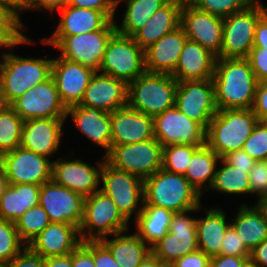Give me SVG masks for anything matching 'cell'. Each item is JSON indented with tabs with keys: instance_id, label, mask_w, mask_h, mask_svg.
Listing matches in <instances>:
<instances>
[{
	"instance_id": "6da1fadb",
	"label": "cell",
	"mask_w": 267,
	"mask_h": 267,
	"mask_svg": "<svg viewBox=\"0 0 267 267\" xmlns=\"http://www.w3.org/2000/svg\"><path fill=\"white\" fill-rule=\"evenodd\" d=\"M212 81L218 110L252 109L259 81L246 58H217Z\"/></svg>"
},
{
	"instance_id": "7a4b0ae2",
	"label": "cell",
	"mask_w": 267,
	"mask_h": 267,
	"mask_svg": "<svg viewBox=\"0 0 267 267\" xmlns=\"http://www.w3.org/2000/svg\"><path fill=\"white\" fill-rule=\"evenodd\" d=\"M201 194L184 175L160 168L144 180V203L165 208L173 213L195 210Z\"/></svg>"
},
{
	"instance_id": "3957f363",
	"label": "cell",
	"mask_w": 267,
	"mask_h": 267,
	"mask_svg": "<svg viewBox=\"0 0 267 267\" xmlns=\"http://www.w3.org/2000/svg\"><path fill=\"white\" fill-rule=\"evenodd\" d=\"M258 122L252 109L218 110L206 130V144L223 158L242 149Z\"/></svg>"
},
{
	"instance_id": "277c9868",
	"label": "cell",
	"mask_w": 267,
	"mask_h": 267,
	"mask_svg": "<svg viewBox=\"0 0 267 267\" xmlns=\"http://www.w3.org/2000/svg\"><path fill=\"white\" fill-rule=\"evenodd\" d=\"M2 58L0 93L5 105L51 76L53 59L23 58L12 53H3Z\"/></svg>"
},
{
	"instance_id": "5b68a950",
	"label": "cell",
	"mask_w": 267,
	"mask_h": 267,
	"mask_svg": "<svg viewBox=\"0 0 267 267\" xmlns=\"http://www.w3.org/2000/svg\"><path fill=\"white\" fill-rule=\"evenodd\" d=\"M177 86L171 74L145 71L128 84V105L154 117L175 105Z\"/></svg>"
},
{
	"instance_id": "8992f818",
	"label": "cell",
	"mask_w": 267,
	"mask_h": 267,
	"mask_svg": "<svg viewBox=\"0 0 267 267\" xmlns=\"http://www.w3.org/2000/svg\"><path fill=\"white\" fill-rule=\"evenodd\" d=\"M116 32V24L111 20L101 30L71 36H51L42 42L61 50L59 57L75 61L99 72L106 45Z\"/></svg>"
},
{
	"instance_id": "52a82bcc",
	"label": "cell",
	"mask_w": 267,
	"mask_h": 267,
	"mask_svg": "<svg viewBox=\"0 0 267 267\" xmlns=\"http://www.w3.org/2000/svg\"><path fill=\"white\" fill-rule=\"evenodd\" d=\"M267 9L255 0L242 11L223 18L220 58H247L253 47L255 29Z\"/></svg>"
},
{
	"instance_id": "ba28073f",
	"label": "cell",
	"mask_w": 267,
	"mask_h": 267,
	"mask_svg": "<svg viewBox=\"0 0 267 267\" xmlns=\"http://www.w3.org/2000/svg\"><path fill=\"white\" fill-rule=\"evenodd\" d=\"M100 71L129 84L146 71L144 50L132 37L116 31L106 45Z\"/></svg>"
},
{
	"instance_id": "9c48e42d",
	"label": "cell",
	"mask_w": 267,
	"mask_h": 267,
	"mask_svg": "<svg viewBox=\"0 0 267 267\" xmlns=\"http://www.w3.org/2000/svg\"><path fill=\"white\" fill-rule=\"evenodd\" d=\"M128 223L112 199L101 190L85 197L84 215L79 227L82 241L100 240L108 235L124 232L128 230ZM85 229L89 235L85 233Z\"/></svg>"
},
{
	"instance_id": "30bf717a",
	"label": "cell",
	"mask_w": 267,
	"mask_h": 267,
	"mask_svg": "<svg viewBox=\"0 0 267 267\" xmlns=\"http://www.w3.org/2000/svg\"><path fill=\"white\" fill-rule=\"evenodd\" d=\"M162 149L163 146L153 138L133 144L116 145L104 156L112 167L145 180L162 168Z\"/></svg>"
},
{
	"instance_id": "8fae6325",
	"label": "cell",
	"mask_w": 267,
	"mask_h": 267,
	"mask_svg": "<svg viewBox=\"0 0 267 267\" xmlns=\"http://www.w3.org/2000/svg\"><path fill=\"white\" fill-rule=\"evenodd\" d=\"M101 181L103 187L100 190L112 199L122 216L129 222L131 215L135 213L136 219L142 210V206L136 209L138 202L141 205L144 203V180L118 170L105 161L101 170Z\"/></svg>"
},
{
	"instance_id": "7c38bea8",
	"label": "cell",
	"mask_w": 267,
	"mask_h": 267,
	"mask_svg": "<svg viewBox=\"0 0 267 267\" xmlns=\"http://www.w3.org/2000/svg\"><path fill=\"white\" fill-rule=\"evenodd\" d=\"M195 210L174 213L168 233L151 247V252L165 265L199 249L196 221L187 215Z\"/></svg>"
},
{
	"instance_id": "4fadbf2b",
	"label": "cell",
	"mask_w": 267,
	"mask_h": 267,
	"mask_svg": "<svg viewBox=\"0 0 267 267\" xmlns=\"http://www.w3.org/2000/svg\"><path fill=\"white\" fill-rule=\"evenodd\" d=\"M24 121L29 119L67 118L53 77L27 90L9 105Z\"/></svg>"
},
{
	"instance_id": "5bb4252c",
	"label": "cell",
	"mask_w": 267,
	"mask_h": 267,
	"mask_svg": "<svg viewBox=\"0 0 267 267\" xmlns=\"http://www.w3.org/2000/svg\"><path fill=\"white\" fill-rule=\"evenodd\" d=\"M175 106L207 130L218 112L212 79L178 82Z\"/></svg>"
},
{
	"instance_id": "9a60e30c",
	"label": "cell",
	"mask_w": 267,
	"mask_h": 267,
	"mask_svg": "<svg viewBox=\"0 0 267 267\" xmlns=\"http://www.w3.org/2000/svg\"><path fill=\"white\" fill-rule=\"evenodd\" d=\"M153 127L154 138L162 146L172 144L202 146L206 143V130L180 112L175 105L154 116Z\"/></svg>"
},
{
	"instance_id": "2e32d148",
	"label": "cell",
	"mask_w": 267,
	"mask_h": 267,
	"mask_svg": "<svg viewBox=\"0 0 267 267\" xmlns=\"http://www.w3.org/2000/svg\"><path fill=\"white\" fill-rule=\"evenodd\" d=\"M9 184H34L41 186L51 180L52 162L22 146L0 156Z\"/></svg>"
},
{
	"instance_id": "e0dca14e",
	"label": "cell",
	"mask_w": 267,
	"mask_h": 267,
	"mask_svg": "<svg viewBox=\"0 0 267 267\" xmlns=\"http://www.w3.org/2000/svg\"><path fill=\"white\" fill-rule=\"evenodd\" d=\"M85 197L55 183L52 179L41 185L39 204L51 223L81 226Z\"/></svg>"
},
{
	"instance_id": "ac0fdd59",
	"label": "cell",
	"mask_w": 267,
	"mask_h": 267,
	"mask_svg": "<svg viewBox=\"0 0 267 267\" xmlns=\"http://www.w3.org/2000/svg\"><path fill=\"white\" fill-rule=\"evenodd\" d=\"M187 39L200 44L220 58L223 18L198 10L190 3L182 5L181 23Z\"/></svg>"
},
{
	"instance_id": "d6986e66",
	"label": "cell",
	"mask_w": 267,
	"mask_h": 267,
	"mask_svg": "<svg viewBox=\"0 0 267 267\" xmlns=\"http://www.w3.org/2000/svg\"><path fill=\"white\" fill-rule=\"evenodd\" d=\"M105 161V156H103L102 160L98 162V169L78 158L71 161L59 158L52 161L51 179L55 183L87 197L100 190L98 186Z\"/></svg>"
},
{
	"instance_id": "ffe728a7",
	"label": "cell",
	"mask_w": 267,
	"mask_h": 267,
	"mask_svg": "<svg viewBox=\"0 0 267 267\" xmlns=\"http://www.w3.org/2000/svg\"><path fill=\"white\" fill-rule=\"evenodd\" d=\"M96 71L65 58L53 59L51 76L56 84L61 102L66 108L78 105L90 79Z\"/></svg>"
},
{
	"instance_id": "44dd1931",
	"label": "cell",
	"mask_w": 267,
	"mask_h": 267,
	"mask_svg": "<svg viewBox=\"0 0 267 267\" xmlns=\"http://www.w3.org/2000/svg\"><path fill=\"white\" fill-rule=\"evenodd\" d=\"M154 138L153 117L129 105L111 113V143L133 144Z\"/></svg>"
},
{
	"instance_id": "7402d4cb",
	"label": "cell",
	"mask_w": 267,
	"mask_h": 267,
	"mask_svg": "<svg viewBox=\"0 0 267 267\" xmlns=\"http://www.w3.org/2000/svg\"><path fill=\"white\" fill-rule=\"evenodd\" d=\"M78 105L112 113L128 105V84L123 80L95 72Z\"/></svg>"
},
{
	"instance_id": "603a6c76",
	"label": "cell",
	"mask_w": 267,
	"mask_h": 267,
	"mask_svg": "<svg viewBox=\"0 0 267 267\" xmlns=\"http://www.w3.org/2000/svg\"><path fill=\"white\" fill-rule=\"evenodd\" d=\"M79 227L74 224L50 223L27 246L43 258L72 253L81 243Z\"/></svg>"
},
{
	"instance_id": "cb8c5ba5",
	"label": "cell",
	"mask_w": 267,
	"mask_h": 267,
	"mask_svg": "<svg viewBox=\"0 0 267 267\" xmlns=\"http://www.w3.org/2000/svg\"><path fill=\"white\" fill-rule=\"evenodd\" d=\"M66 118L29 119L24 121L20 146L49 158L59 148Z\"/></svg>"
},
{
	"instance_id": "d4e9b609",
	"label": "cell",
	"mask_w": 267,
	"mask_h": 267,
	"mask_svg": "<svg viewBox=\"0 0 267 267\" xmlns=\"http://www.w3.org/2000/svg\"><path fill=\"white\" fill-rule=\"evenodd\" d=\"M187 36L180 25L144 50L145 70L150 73L171 74L179 61Z\"/></svg>"
},
{
	"instance_id": "484cf974",
	"label": "cell",
	"mask_w": 267,
	"mask_h": 267,
	"mask_svg": "<svg viewBox=\"0 0 267 267\" xmlns=\"http://www.w3.org/2000/svg\"><path fill=\"white\" fill-rule=\"evenodd\" d=\"M216 59L211 51L187 39L171 75L178 82L212 79Z\"/></svg>"
},
{
	"instance_id": "4316f807",
	"label": "cell",
	"mask_w": 267,
	"mask_h": 267,
	"mask_svg": "<svg viewBox=\"0 0 267 267\" xmlns=\"http://www.w3.org/2000/svg\"><path fill=\"white\" fill-rule=\"evenodd\" d=\"M67 117L70 114L79 130L94 143L111 150V113L98 108L72 105L67 108Z\"/></svg>"
},
{
	"instance_id": "83f0119b",
	"label": "cell",
	"mask_w": 267,
	"mask_h": 267,
	"mask_svg": "<svg viewBox=\"0 0 267 267\" xmlns=\"http://www.w3.org/2000/svg\"><path fill=\"white\" fill-rule=\"evenodd\" d=\"M60 22L52 36H71L104 28L111 19L102 11L64 5Z\"/></svg>"
},
{
	"instance_id": "f1b7e54d",
	"label": "cell",
	"mask_w": 267,
	"mask_h": 267,
	"mask_svg": "<svg viewBox=\"0 0 267 267\" xmlns=\"http://www.w3.org/2000/svg\"><path fill=\"white\" fill-rule=\"evenodd\" d=\"M181 8L182 5L179 3L167 2L150 17L145 26L138 30L132 38L145 50L180 26Z\"/></svg>"
},
{
	"instance_id": "f546056e",
	"label": "cell",
	"mask_w": 267,
	"mask_h": 267,
	"mask_svg": "<svg viewBox=\"0 0 267 267\" xmlns=\"http://www.w3.org/2000/svg\"><path fill=\"white\" fill-rule=\"evenodd\" d=\"M231 221H235L231 225L250 251L267 239V216L258 202L249 208L242 204L235 220Z\"/></svg>"
},
{
	"instance_id": "4dcf8cb0",
	"label": "cell",
	"mask_w": 267,
	"mask_h": 267,
	"mask_svg": "<svg viewBox=\"0 0 267 267\" xmlns=\"http://www.w3.org/2000/svg\"><path fill=\"white\" fill-rule=\"evenodd\" d=\"M39 185L9 184L0 198V218L15 222L25 211L39 204Z\"/></svg>"
},
{
	"instance_id": "1f68e13d",
	"label": "cell",
	"mask_w": 267,
	"mask_h": 267,
	"mask_svg": "<svg viewBox=\"0 0 267 267\" xmlns=\"http://www.w3.org/2000/svg\"><path fill=\"white\" fill-rule=\"evenodd\" d=\"M206 214L197 219L196 232L199 250L211 258L220 255L223 237L231 224L226 223V215L220 209L212 208Z\"/></svg>"
},
{
	"instance_id": "d6a6232c",
	"label": "cell",
	"mask_w": 267,
	"mask_h": 267,
	"mask_svg": "<svg viewBox=\"0 0 267 267\" xmlns=\"http://www.w3.org/2000/svg\"><path fill=\"white\" fill-rule=\"evenodd\" d=\"M123 233L114 234L115 238L111 240L103 237L100 241L109 249L120 267H138L151 253V248L136 233L122 235Z\"/></svg>"
},
{
	"instance_id": "836d02e7",
	"label": "cell",
	"mask_w": 267,
	"mask_h": 267,
	"mask_svg": "<svg viewBox=\"0 0 267 267\" xmlns=\"http://www.w3.org/2000/svg\"><path fill=\"white\" fill-rule=\"evenodd\" d=\"M173 214L165 208L142 205V210L135 220L136 234L151 248L168 233Z\"/></svg>"
},
{
	"instance_id": "e575fe53",
	"label": "cell",
	"mask_w": 267,
	"mask_h": 267,
	"mask_svg": "<svg viewBox=\"0 0 267 267\" xmlns=\"http://www.w3.org/2000/svg\"><path fill=\"white\" fill-rule=\"evenodd\" d=\"M220 159L221 157L206 143L193 153L184 177L201 196L203 188H211L215 178L217 162ZM207 181L208 185H204Z\"/></svg>"
},
{
	"instance_id": "d590c367",
	"label": "cell",
	"mask_w": 267,
	"mask_h": 267,
	"mask_svg": "<svg viewBox=\"0 0 267 267\" xmlns=\"http://www.w3.org/2000/svg\"><path fill=\"white\" fill-rule=\"evenodd\" d=\"M127 5L124 18L116 31L119 34L132 37L138 30L143 28L150 17L165 5L167 0H125Z\"/></svg>"
},
{
	"instance_id": "8d00e7d4",
	"label": "cell",
	"mask_w": 267,
	"mask_h": 267,
	"mask_svg": "<svg viewBox=\"0 0 267 267\" xmlns=\"http://www.w3.org/2000/svg\"><path fill=\"white\" fill-rule=\"evenodd\" d=\"M220 162L223 166L216 169L211 189L226 194H250L249 172L232 167L223 158Z\"/></svg>"
},
{
	"instance_id": "74e56055",
	"label": "cell",
	"mask_w": 267,
	"mask_h": 267,
	"mask_svg": "<svg viewBox=\"0 0 267 267\" xmlns=\"http://www.w3.org/2000/svg\"><path fill=\"white\" fill-rule=\"evenodd\" d=\"M24 120L9 106L0 110V156L21 144Z\"/></svg>"
},
{
	"instance_id": "f35d334b",
	"label": "cell",
	"mask_w": 267,
	"mask_h": 267,
	"mask_svg": "<svg viewBox=\"0 0 267 267\" xmlns=\"http://www.w3.org/2000/svg\"><path fill=\"white\" fill-rule=\"evenodd\" d=\"M50 219L40 204L25 211L15 221L20 239L27 246L42 230L50 224Z\"/></svg>"
},
{
	"instance_id": "ab89813d",
	"label": "cell",
	"mask_w": 267,
	"mask_h": 267,
	"mask_svg": "<svg viewBox=\"0 0 267 267\" xmlns=\"http://www.w3.org/2000/svg\"><path fill=\"white\" fill-rule=\"evenodd\" d=\"M199 147L200 146H193L190 144L163 146L162 168L175 174L185 175L193 153Z\"/></svg>"
},
{
	"instance_id": "60d3db41",
	"label": "cell",
	"mask_w": 267,
	"mask_h": 267,
	"mask_svg": "<svg viewBox=\"0 0 267 267\" xmlns=\"http://www.w3.org/2000/svg\"><path fill=\"white\" fill-rule=\"evenodd\" d=\"M23 244L25 245L19 237L15 222L0 218V264L7 265L22 251Z\"/></svg>"
},
{
	"instance_id": "b9f144b4",
	"label": "cell",
	"mask_w": 267,
	"mask_h": 267,
	"mask_svg": "<svg viewBox=\"0 0 267 267\" xmlns=\"http://www.w3.org/2000/svg\"><path fill=\"white\" fill-rule=\"evenodd\" d=\"M255 0H191L190 4L198 10L225 18L242 11Z\"/></svg>"
},
{
	"instance_id": "7bdbcfd3",
	"label": "cell",
	"mask_w": 267,
	"mask_h": 267,
	"mask_svg": "<svg viewBox=\"0 0 267 267\" xmlns=\"http://www.w3.org/2000/svg\"><path fill=\"white\" fill-rule=\"evenodd\" d=\"M242 149L256 161L267 158V122L259 121Z\"/></svg>"
},
{
	"instance_id": "ee69618b",
	"label": "cell",
	"mask_w": 267,
	"mask_h": 267,
	"mask_svg": "<svg viewBox=\"0 0 267 267\" xmlns=\"http://www.w3.org/2000/svg\"><path fill=\"white\" fill-rule=\"evenodd\" d=\"M250 194H258L259 202L267 199V163L256 161L249 171Z\"/></svg>"
},
{
	"instance_id": "f6af8a7d",
	"label": "cell",
	"mask_w": 267,
	"mask_h": 267,
	"mask_svg": "<svg viewBox=\"0 0 267 267\" xmlns=\"http://www.w3.org/2000/svg\"><path fill=\"white\" fill-rule=\"evenodd\" d=\"M251 251L242 242L232 225L228 227L221 244L220 255L250 257Z\"/></svg>"
},
{
	"instance_id": "bcb514c9",
	"label": "cell",
	"mask_w": 267,
	"mask_h": 267,
	"mask_svg": "<svg viewBox=\"0 0 267 267\" xmlns=\"http://www.w3.org/2000/svg\"><path fill=\"white\" fill-rule=\"evenodd\" d=\"M0 22H2L19 40L24 38L20 30L26 29L19 13L5 0H0Z\"/></svg>"
},
{
	"instance_id": "7dc6e473",
	"label": "cell",
	"mask_w": 267,
	"mask_h": 267,
	"mask_svg": "<svg viewBox=\"0 0 267 267\" xmlns=\"http://www.w3.org/2000/svg\"><path fill=\"white\" fill-rule=\"evenodd\" d=\"M259 82L267 80V48L252 47L246 58Z\"/></svg>"
},
{
	"instance_id": "c3c4849f",
	"label": "cell",
	"mask_w": 267,
	"mask_h": 267,
	"mask_svg": "<svg viewBox=\"0 0 267 267\" xmlns=\"http://www.w3.org/2000/svg\"><path fill=\"white\" fill-rule=\"evenodd\" d=\"M118 3H120V0H66V5L102 11L111 20L115 18Z\"/></svg>"
},
{
	"instance_id": "681fc988",
	"label": "cell",
	"mask_w": 267,
	"mask_h": 267,
	"mask_svg": "<svg viewBox=\"0 0 267 267\" xmlns=\"http://www.w3.org/2000/svg\"><path fill=\"white\" fill-rule=\"evenodd\" d=\"M72 267H95L94 240L83 241L72 252Z\"/></svg>"
},
{
	"instance_id": "f907efd6",
	"label": "cell",
	"mask_w": 267,
	"mask_h": 267,
	"mask_svg": "<svg viewBox=\"0 0 267 267\" xmlns=\"http://www.w3.org/2000/svg\"><path fill=\"white\" fill-rule=\"evenodd\" d=\"M6 265L7 267H45V258L34 253L28 246Z\"/></svg>"
},
{
	"instance_id": "816d5d0a",
	"label": "cell",
	"mask_w": 267,
	"mask_h": 267,
	"mask_svg": "<svg viewBox=\"0 0 267 267\" xmlns=\"http://www.w3.org/2000/svg\"><path fill=\"white\" fill-rule=\"evenodd\" d=\"M252 111L259 121L267 122V80L257 85Z\"/></svg>"
},
{
	"instance_id": "f5cc1de1",
	"label": "cell",
	"mask_w": 267,
	"mask_h": 267,
	"mask_svg": "<svg viewBox=\"0 0 267 267\" xmlns=\"http://www.w3.org/2000/svg\"><path fill=\"white\" fill-rule=\"evenodd\" d=\"M209 262L210 257L198 249L177 259L169 267H209Z\"/></svg>"
},
{
	"instance_id": "db71d44e",
	"label": "cell",
	"mask_w": 267,
	"mask_h": 267,
	"mask_svg": "<svg viewBox=\"0 0 267 267\" xmlns=\"http://www.w3.org/2000/svg\"><path fill=\"white\" fill-rule=\"evenodd\" d=\"M223 159L232 167L249 172L256 160L251 158L243 149L229 152Z\"/></svg>"
},
{
	"instance_id": "11a10c76",
	"label": "cell",
	"mask_w": 267,
	"mask_h": 267,
	"mask_svg": "<svg viewBox=\"0 0 267 267\" xmlns=\"http://www.w3.org/2000/svg\"><path fill=\"white\" fill-rule=\"evenodd\" d=\"M94 265L95 267H120L100 240H94Z\"/></svg>"
},
{
	"instance_id": "9f6ffc18",
	"label": "cell",
	"mask_w": 267,
	"mask_h": 267,
	"mask_svg": "<svg viewBox=\"0 0 267 267\" xmlns=\"http://www.w3.org/2000/svg\"><path fill=\"white\" fill-rule=\"evenodd\" d=\"M250 257L217 255L210 258L209 267H243Z\"/></svg>"
},
{
	"instance_id": "6f0895ef",
	"label": "cell",
	"mask_w": 267,
	"mask_h": 267,
	"mask_svg": "<svg viewBox=\"0 0 267 267\" xmlns=\"http://www.w3.org/2000/svg\"><path fill=\"white\" fill-rule=\"evenodd\" d=\"M32 40L26 36L18 39L2 22H0V46L4 48H11L19 44L31 43Z\"/></svg>"
},
{
	"instance_id": "680465c9",
	"label": "cell",
	"mask_w": 267,
	"mask_h": 267,
	"mask_svg": "<svg viewBox=\"0 0 267 267\" xmlns=\"http://www.w3.org/2000/svg\"><path fill=\"white\" fill-rule=\"evenodd\" d=\"M66 4V0H26V10H50L60 9Z\"/></svg>"
},
{
	"instance_id": "91938a15",
	"label": "cell",
	"mask_w": 267,
	"mask_h": 267,
	"mask_svg": "<svg viewBox=\"0 0 267 267\" xmlns=\"http://www.w3.org/2000/svg\"><path fill=\"white\" fill-rule=\"evenodd\" d=\"M253 46L267 48V10L256 25Z\"/></svg>"
},
{
	"instance_id": "94428289",
	"label": "cell",
	"mask_w": 267,
	"mask_h": 267,
	"mask_svg": "<svg viewBox=\"0 0 267 267\" xmlns=\"http://www.w3.org/2000/svg\"><path fill=\"white\" fill-rule=\"evenodd\" d=\"M250 259L258 267H267V239H265L251 251Z\"/></svg>"
},
{
	"instance_id": "6125c7cd",
	"label": "cell",
	"mask_w": 267,
	"mask_h": 267,
	"mask_svg": "<svg viewBox=\"0 0 267 267\" xmlns=\"http://www.w3.org/2000/svg\"><path fill=\"white\" fill-rule=\"evenodd\" d=\"M45 267H72V253L45 258Z\"/></svg>"
},
{
	"instance_id": "be15d7a7",
	"label": "cell",
	"mask_w": 267,
	"mask_h": 267,
	"mask_svg": "<svg viewBox=\"0 0 267 267\" xmlns=\"http://www.w3.org/2000/svg\"><path fill=\"white\" fill-rule=\"evenodd\" d=\"M138 267H166L152 252L149 253Z\"/></svg>"
},
{
	"instance_id": "e7e4bbea",
	"label": "cell",
	"mask_w": 267,
	"mask_h": 267,
	"mask_svg": "<svg viewBox=\"0 0 267 267\" xmlns=\"http://www.w3.org/2000/svg\"><path fill=\"white\" fill-rule=\"evenodd\" d=\"M8 186H9L8 178L6 177V173L3 166L0 164V198L4 194Z\"/></svg>"
},
{
	"instance_id": "03108f58",
	"label": "cell",
	"mask_w": 267,
	"mask_h": 267,
	"mask_svg": "<svg viewBox=\"0 0 267 267\" xmlns=\"http://www.w3.org/2000/svg\"><path fill=\"white\" fill-rule=\"evenodd\" d=\"M10 6H12L17 12L26 10V0H5Z\"/></svg>"
},
{
	"instance_id": "003e7915",
	"label": "cell",
	"mask_w": 267,
	"mask_h": 267,
	"mask_svg": "<svg viewBox=\"0 0 267 267\" xmlns=\"http://www.w3.org/2000/svg\"><path fill=\"white\" fill-rule=\"evenodd\" d=\"M168 2H176L179 3L181 5H185L191 2V0H167Z\"/></svg>"
},
{
	"instance_id": "a7ac6f4b",
	"label": "cell",
	"mask_w": 267,
	"mask_h": 267,
	"mask_svg": "<svg viewBox=\"0 0 267 267\" xmlns=\"http://www.w3.org/2000/svg\"><path fill=\"white\" fill-rule=\"evenodd\" d=\"M258 203L262 206V208L265 211L266 216H267V199L266 200H263L261 202H258Z\"/></svg>"
},
{
	"instance_id": "89a4df30",
	"label": "cell",
	"mask_w": 267,
	"mask_h": 267,
	"mask_svg": "<svg viewBox=\"0 0 267 267\" xmlns=\"http://www.w3.org/2000/svg\"><path fill=\"white\" fill-rule=\"evenodd\" d=\"M243 267H258L251 259Z\"/></svg>"
},
{
	"instance_id": "2644e50d",
	"label": "cell",
	"mask_w": 267,
	"mask_h": 267,
	"mask_svg": "<svg viewBox=\"0 0 267 267\" xmlns=\"http://www.w3.org/2000/svg\"><path fill=\"white\" fill-rule=\"evenodd\" d=\"M5 106L3 99H2V95L0 93V110Z\"/></svg>"
},
{
	"instance_id": "8c879c8a",
	"label": "cell",
	"mask_w": 267,
	"mask_h": 267,
	"mask_svg": "<svg viewBox=\"0 0 267 267\" xmlns=\"http://www.w3.org/2000/svg\"><path fill=\"white\" fill-rule=\"evenodd\" d=\"M0 267H7L5 264H0Z\"/></svg>"
}]
</instances>
